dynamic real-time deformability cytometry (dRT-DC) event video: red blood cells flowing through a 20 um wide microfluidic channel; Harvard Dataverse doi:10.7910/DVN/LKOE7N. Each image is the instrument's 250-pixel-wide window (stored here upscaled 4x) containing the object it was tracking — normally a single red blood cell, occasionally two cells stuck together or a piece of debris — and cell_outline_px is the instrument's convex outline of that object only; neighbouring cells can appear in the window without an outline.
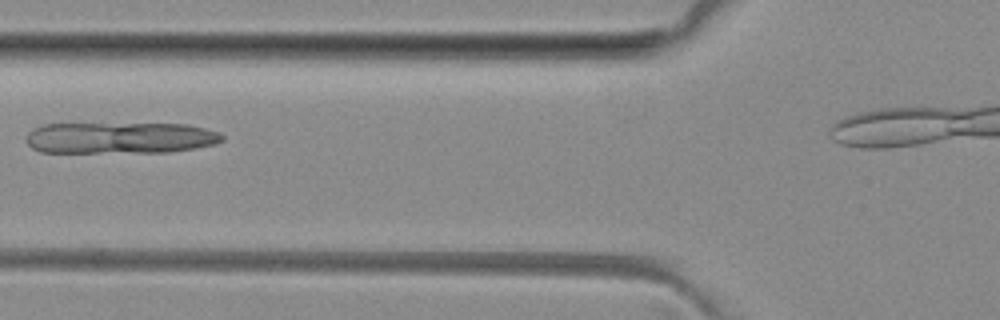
{"species": "common noctule bat (a hibernating species)", "species_latin": "Nyctalus noctula", "temperature_condition": "room temperature", "stored_images_in_passage": 5, "camera_frame_rate_fps": 3000, "um_per_image_px": 0.085, "animal": {"sex": "female", "body_mass_g": 29.2, "forearm_length_mm": 56.3}, "frame": {"image": 1, "passage_image": 4, "time_ms": 4.333, "image_size_px": [1000, 320], "cell_outline_px": [[224, 140], [216, 144], [168, 152], [40, 152], [32, 148], [28, 144], [28, 132], [32, 128], [44, 124], [188, 124], [220, 132], [224, 136]], "centroid_in_image_um": [10.23, 11.71], "position_along_channel_um": 115.6, "area_um2": 35.84}}